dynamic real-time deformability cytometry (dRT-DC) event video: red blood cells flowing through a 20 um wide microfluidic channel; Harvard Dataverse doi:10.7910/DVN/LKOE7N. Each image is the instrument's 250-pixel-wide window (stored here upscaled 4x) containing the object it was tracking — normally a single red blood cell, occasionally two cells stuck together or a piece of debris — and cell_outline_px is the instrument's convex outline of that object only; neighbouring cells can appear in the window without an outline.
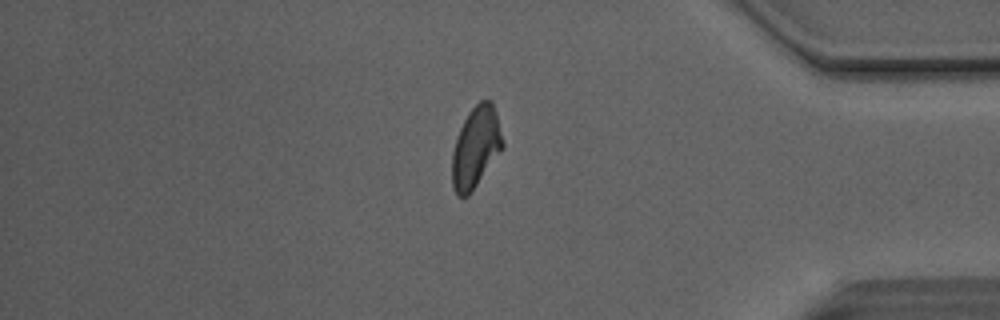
{"species": "Egyptian fruit bat (a non-hibernating species)", "species_latin": "Rousettus aegyptiacus", "temperature_condition": "room temperature", "stored_images_in_passage": 49, "camera_frame_rate_fps": 3000, "um_per_image_px": 0.085, "animal": {"sex": "male"}, "frame": {"image": 1, "passage_image": 41, "time_ms": 13.333, "image_size_px": [1000, 320], "cell_outline_px": [[504, 148], [468, 196], [456, 196], [452, 188], [452, 152], [456, 136], [468, 112], [480, 100], [492, 100], [504, 144]], "centroid_in_image_um": [40.43, 12.53], "position_along_channel_um": 394.8, "area_um2": 23.93}}
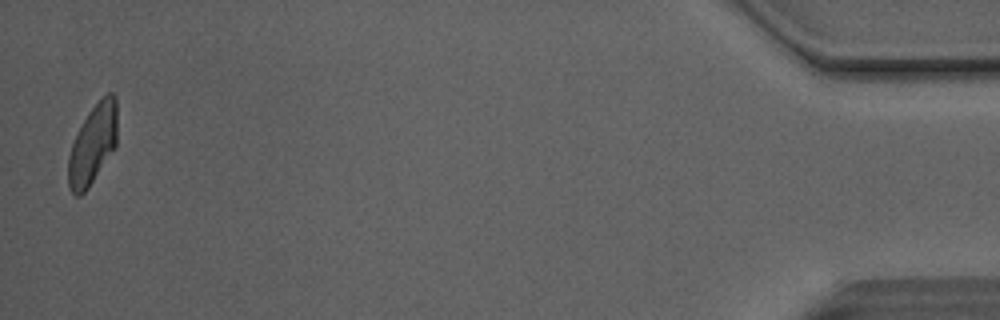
{"frame": {"image": 2, "passage_image": 48, "time_ms": 15.667, "image_size_px": [1000, 320], "cell_outline_px": [[116, 144], [88, 188], [80, 196], [76, 196], [68, 188], [68, 156], [72, 144], [88, 112], [108, 92], [112, 92], [116, 96]], "centroid_in_image_um": [7.86, 12.29], "position_along_channel_um": 427.3, "area_um2": 22.2}, "authors_computed_cell_mechanics": {"area_um2": 24.276, "velocity_mm_per_s": 4.1307, "shape_relaxation_time_tau1_ms": 4.8064, "shape_relaxation_time_tau2_ms": 2.9336, "deformation_change_tau1": 0.1666, "deformation_change_tau2": 0.1102}}